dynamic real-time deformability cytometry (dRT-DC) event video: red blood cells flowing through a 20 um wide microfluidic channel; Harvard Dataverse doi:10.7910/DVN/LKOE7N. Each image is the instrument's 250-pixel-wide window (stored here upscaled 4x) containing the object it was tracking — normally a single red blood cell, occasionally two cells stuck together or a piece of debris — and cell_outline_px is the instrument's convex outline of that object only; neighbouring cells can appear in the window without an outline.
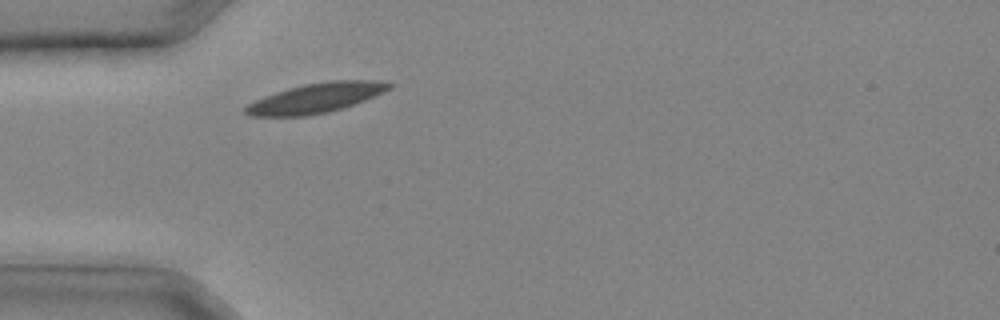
{"species": "common noctule bat (a hibernating species)", "species_latin": "Nyctalus noctula", "temperature_condition": "cold", "stored_images_in_passage": 19, "camera_frame_rate_fps": 3000, "um_per_image_px": 0.085, "animal": {"sex": "male", "body_mass_g": 20.4}, "frame": {"image": 1, "passage_image": 1, "time_ms": 0.0, "image_size_px": [1000, 320], "cell_outline_px": [[396, 84], [392, 88], [384, 92], [364, 100], [328, 112], [308, 116], [248, 116], [244, 112], [244, 108], [248, 104], [264, 96], [288, 88], [304, 84], [328, 80], [380, 80]], "centroid_in_image_um": [26.88, 8.31], "position_along_channel_um": 58.1, "area_um2": 24.91}}
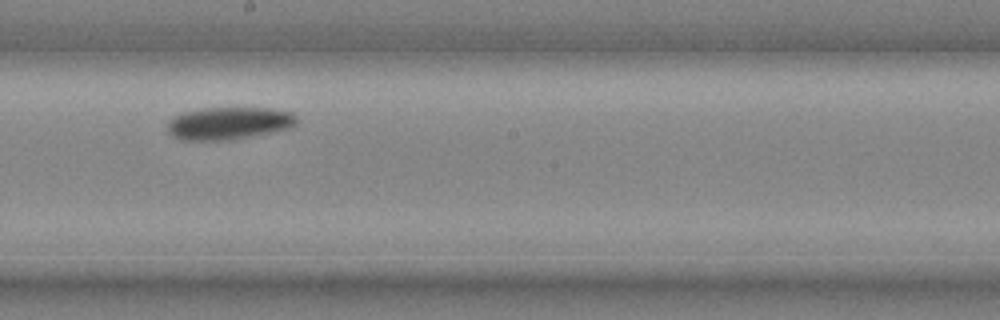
{"frame": {"image": 2, "passage_image": 10, "time_ms": 3.0, "image_size_px": [1000, 320], "cell_outline_px": [[300, 120], [292, 128], [276, 132], [232, 140], [180, 140], [172, 136], [168, 132], [168, 120], [172, 116], [184, 112], [204, 108], [268, 108], [292, 112]], "centroid_in_image_um": [19.49, 10.48], "position_along_channel_um": 228.7, "area_um2": 24.97}}
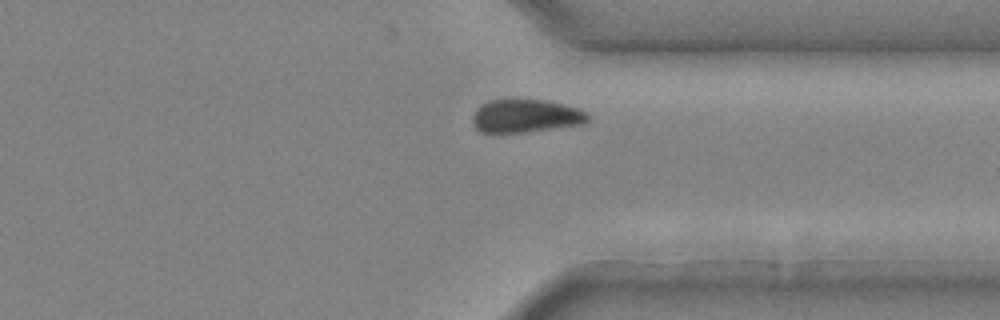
{"frame": {"image": 3, "passage_image": 17, "time_ms": 5.333, "image_size_px": [1000, 320], "cell_outline_px": [[588, 124], [528, 132], [496, 136], [492, 136], [480, 132], [476, 128], [472, 120], [472, 116], [476, 108], [480, 104], [488, 100], [544, 100], [564, 104], [576, 108], [584, 112], [588, 116]], "centroid_in_image_um": [44.61, 9.91], "position_along_channel_um": 366.8, "area_um2": 23.12}}